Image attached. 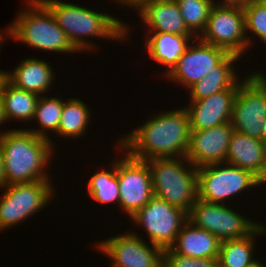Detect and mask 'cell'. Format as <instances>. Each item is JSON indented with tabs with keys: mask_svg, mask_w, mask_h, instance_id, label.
<instances>
[{
	"mask_svg": "<svg viewBox=\"0 0 266 267\" xmlns=\"http://www.w3.org/2000/svg\"><path fill=\"white\" fill-rule=\"evenodd\" d=\"M239 59L240 56L228 53L207 75L188 89L189 100H201L228 88H238L241 82L238 81L239 74L234 71L233 64Z\"/></svg>",
	"mask_w": 266,
	"mask_h": 267,
	"instance_id": "obj_21",
	"label": "cell"
},
{
	"mask_svg": "<svg viewBox=\"0 0 266 267\" xmlns=\"http://www.w3.org/2000/svg\"><path fill=\"white\" fill-rule=\"evenodd\" d=\"M145 40L147 53L152 60L168 67L169 72L184 54L190 41L195 35H176L172 33L150 32ZM193 38V39H192Z\"/></svg>",
	"mask_w": 266,
	"mask_h": 267,
	"instance_id": "obj_22",
	"label": "cell"
},
{
	"mask_svg": "<svg viewBox=\"0 0 266 267\" xmlns=\"http://www.w3.org/2000/svg\"><path fill=\"white\" fill-rule=\"evenodd\" d=\"M131 219L145 229L151 244L165 250L175 242L188 213L154 195Z\"/></svg>",
	"mask_w": 266,
	"mask_h": 267,
	"instance_id": "obj_8",
	"label": "cell"
},
{
	"mask_svg": "<svg viewBox=\"0 0 266 267\" xmlns=\"http://www.w3.org/2000/svg\"><path fill=\"white\" fill-rule=\"evenodd\" d=\"M51 183L52 180H40L5 185L0 200V232L43 210L55 197Z\"/></svg>",
	"mask_w": 266,
	"mask_h": 267,
	"instance_id": "obj_6",
	"label": "cell"
},
{
	"mask_svg": "<svg viewBox=\"0 0 266 267\" xmlns=\"http://www.w3.org/2000/svg\"><path fill=\"white\" fill-rule=\"evenodd\" d=\"M211 1L213 2V5H217V6H238V7H245L252 0H222L221 2H220V0H218L219 2L216 1V0H211Z\"/></svg>",
	"mask_w": 266,
	"mask_h": 267,
	"instance_id": "obj_32",
	"label": "cell"
},
{
	"mask_svg": "<svg viewBox=\"0 0 266 267\" xmlns=\"http://www.w3.org/2000/svg\"><path fill=\"white\" fill-rule=\"evenodd\" d=\"M140 237L125 232L96 242V248L111 259L110 267H162L163 250Z\"/></svg>",
	"mask_w": 266,
	"mask_h": 267,
	"instance_id": "obj_13",
	"label": "cell"
},
{
	"mask_svg": "<svg viewBox=\"0 0 266 267\" xmlns=\"http://www.w3.org/2000/svg\"><path fill=\"white\" fill-rule=\"evenodd\" d=\"M110 169H100L92 176L87 183L90 198L100 204L117 202L119 204V184L117 177V159H113ZM108 170V171H107ZM110 170V171H109Z\"/></svg>",
	"mask_w": 266,
	"mask_h": 267,
	"instance_id": "obj_26",
	"label": "cell"
},
{
	"mask_svg": "<svg viewBox=\"0 0 266 267\" xmlns=\"http://www.w3.org/2000/svg\"><path fill=\"white\" fill-rule=\"evenodd\" d=\"M266 118V84L253 72L241 79L233 103L231 123L235 131L260 140Z\"/></svg>",
	"mask_w": 266,
	"mask_h": 267,
	"instance_id": "obj_10",
	"label": "cell"
},
{
	"mask_svg": "<svg viewBox=\"0 0 266 267\" xmlns=\"http://www.w3.org/2000/svg\"><path fill=\"white\" fill-rule=\"evenodd\" d=\"M118 4H122L123 7H128L140 11L146 4L153 0H115Z\"/></svg>",
	"mask_w": 266,
	"mask_h": 267,
	"instance_id": "obj_31",
	"label": "cell"
},
{
	"mask_svg": "<svg viewBox=\"0 0 266 267\" xmlns=\"http://www.w3.org/2000/svg\"><path fill=\"white\" fill-rule=\"evenodd\" d=\"M162 267H219L218 259L194 258L176 254L170 248L163 250Z\"/></svg>",
	"mask_w": 266,
	"mask_h": 267,
	"instance_id": "obj_30",
	"label": "cell"
},
{
	"mask_svg": "<svg viewBox=\"0 0 266 267\" xmlns=\"http://www.w3.org/2000/svg\"><path fill=\"white\" fill-rule=\"evenodd\" d=\"M245 16V33L248 46H252L249 31L266 44V0H252L243 7Z\"/></svg>",
	"mask_w": 266,
	"mask_h": 267,
	"instance_id": "obj_29",
	"label": "cell"
},
{
	"mask_svg": "<svg viewBox=\"0 0 266 267\" xmlns=\"http://www.w3.org/2000/svg\"><path fill=\"white\" fill-rule=\"evenodd\" d=\"M146 162L154 195L189 213L198 199V168L186 157L152 158Z\"/></svg>",
	"mask_w": 266,
	"mask_h": 267,
	"instance_id": "obj_5",
	"label": "cell"
},
{
	"mask_svg": "<svg viewBox=\"0 0 266 267\" xmlns=\"http://www.w3.org/2000/svg\"><path fill=\"white\" fill-rule=\"evenodd\" d=\"M260 140L266 145V118H265L264 124L262 126V133L260 136Z\"/></svg>",
	"mask_w": 266,
	"mask_h": 267,
	"instance_id": "obj_35",
	"label": "cell"
},
{
	"mask_svg": "<svg viewBox=\"0 0 266 267\" xmlns=\"http://www.w3.org/2000/svg\"><path fill=\"white\" fill-rule=\"evenodd\" d=\"M233 131L231 121L205 130H191L186 158L196 168L224 163Z\"/></svg>",
	"mask_w": 266,
	"mask_h": 267,
	"instance_id": "obj_15",
	"label": "cell"
},
{
	"mask_svg": "<svg viewBox=\"0 0 266 267\" xmlns=\"http://www.w3.org/2000/svg\"><path fill=\"white\" fill-rule=\"evenodd\" d=\"M238 88H228L201 100H190L184 107L191 130H205L231 121L233 103Z\"/></svg>",
	"mask_w": 266,
	"mask_h": 267,
	"instance_id": "obj_16",
	"label": "cell"
},
{
	"mask_svg": "<svg viewBox=\"0 0 266 267\" xmlns=\"http://www.w3.org/2000/svg\"><path fill=\"white\" fill-rule=\"evenodd\" d=\"M120 151L125 156L117 160L119 207L130 219L154 196L152 178L146 161L133 158L122 148Z\"/></svg>",
	"mask_w": 266,
	"mask_h": 267,
	"instance_id": "obj_12",
	"label": "cell"
},
{
	"mask_svg": "<svg viewBox=\"0 0 266 267\" xmlns=\"http://www.w3.org/2000/svg\"><path fill=\"white\" fill-rule=\"evenodd\" d=\"M64 100L62 97H48L42 95L39 97L36 110L34 114V119L39 123L40 128L38 129H27L33 132L36 136L44 137L46 139H50V142L53 147H55V143L49 138L47 131H52L51 133H56L58 130V126L60 123L61 113L63 109ZM46 131V132H45Z\"/></svg>",
	"mask_w": 266,
	"mask_h": 267,
	"instance_id": "obj_27",
	"label": "cell"
},
{
	"mask_svg": "<svg viewBox=\"0 0 266 267\" xmlns=\"http://www.w3.org/2000/svg\"><path fill=\"white\" fill-rule=\"evenodd\" d=\"M263 71H256L255 73L260 77V79L266 84V73L264 74V72L262 73Z\"/></svg>",
	"mask_w": 266,
	"mask_h": 267,
	"instance_id": "obj_37",
	"label": "cell"
},
{
	"mask_svg": "<svg viewBox=\"0 0 266 267\" xmlns=\"http://www.w3.org/2000/svg\"><path fill=\"white\" fill-rule=\"evenodd\" d=\"M191 135L189 116L184 107L162 111L118 139L130 156L139 160L186 157Z\"/></svg>",
	"mask_w": 266,
	"mask_h": 267,
	"instance_id": "obj_1",
	"label": "cell"
},
{
	"mask_svg": "<svg viewBox=\"0 0 266 267\" xmlns=\"http://www.w3.org/2000/svg\"><path fill=\"white\" fill-rule=\"evenodd\" d=\"M197 174L198 199L209 203L226 205L227 199L263 184L250 171L226 162L199 167Z\"/></svg>",
	"mask_w": 266,
	"mask_h": 267,
	"instance_id": "obj_7",
	"label": "cell"
},
{
	"mask_svg": "<svg viewBox=\"0 0 266 267\" xmlns=\"http://www.w3.org/2000/svg\"><path fill=\"white\" fill-rule=\"evenodd\" d=\"M138 14L142 22L148 26V32L194 35L185 25L175 0H153L146 4Z\"/></svg>",
	"mask_w": 266,
	"mask_h": 267,
	"instance_id": "obj_18",
	"label": "cell"
},
{
	"mask_svg": "<svg viewBox=\"0 0 266 267\" xmlns=\"http://www.w3.org/2000/svg\"><path fill=\"white\" fill-rule=\"evenodd\" d=\"M199 38L242 58L249 48L243 7L214 5Z\"/></svg>",
	"mask_w": 266,
	"mask_h": 267,
	"instance_id": "obj_11",
	"label": "cell"
},
{
	"mask_svg": "<svg viewBox=\"0 0 266 267\" xmlns=\"http://www.w3.org/2000/svg\"><path fill=\"white\" fill-rule=\"evenodd\" d=\"M187 28L199 37L205 30L212 9L211 0H175Z\"/></svg>",
	"mask_w": 266,
	"mask_h": 267,
	"instance_id": "obj_28",
	"label": "cell"
},
{
	"mask_svg": "<svg viewBox=\"0 0 266 267\" xmlns=\"http://www.w3.org/2000/svg\"><path fill=\"white\" fill-rule=\"evenodd\" d=\"M14 21L5 28L6 36L37 50L58 53H78L51 12L39 0H25Z\"/></svg>",
	"mask_w": 266,
	"mask_h": 267,
	"instance_id": "obj_4",
	"label": "cell"
},
{
	"mask_svg": "<svg viewBox=\"0 0 266 267\" xmlns=\"http://www.w3.org/2000/svg\"><path fill=\"white\" fill-rule=\"evenodd\" d=\"M54 76L56 74L49 62L35 57L22 60L12 72H7V80L11 84L39 96L49 92Z\"/></svg>",
	"mask_w": 266,
	"mask_h": 267,
	"instance_id": "obj_20",
	"label": "cell"
},
{
	"mask_svg": "<svg viewBox=\"0 0 266 267\" xmlns=\"http://www.w3.org/2000/svg\"><path fill=\"white\" fill-rule=\"evenodd\" d=\"M194 41L196 43L191 41L174 67L164 74L170 81L185 85L186 90L207 75L228 54L225 49L206 43L199 37H195Z\"/></svg>",
	"mask_w": 266,
	"mask_h": 267,
	"instance_id": "obj_14",
	"label": "cell"
},
{
	"mask_svg": "<svg viewBox=\"0 0 266 267\" xmlns=\"http://www.w3.org/2000/svg\"><path fill=\"white\" fill-rule=\"evenodd\" d=\"M4 186H5V175L3 168L2 151L0 147V188L2 189Z\"/></svg>",
	"mask_w": 266,
	"mask_h": 267,
	"instance_id": "obj_33",
	"label": "cell"
},
{
	"mask_svg": "<svg viewBox=\"0 0 266 267\" xmlns=\"http://www.w3.org/2000/svg\"><path fill=\"white\" fill-rule=\"evenodd\" d=\"M3 123H6V119L4 116V109H3V101L2 98L0 97V125H2ZM6 131H1L0 132V136Z\"/></svg>",
	"mask_w": 266,
	"mask_h": 267,
	"instance_id": "obj_34",
	"label": "cell"
},
{
	"mask_svg": "<svg viewBox=\"0 0 266 267\" xmlns=\"http://www.w3.org/2000/svg\"><path fill=\"white\" fill-rule=\"evenodd\" d=\"M0 147L5 185L51 180L46 170L56 149L50 139L36 136L27 128L8 129L0 136Z\"/></svg>",
	"mask_w": 266,
	"mask_h": 267,
	"instance_id": "obj_2",
	"label": "cell"
},
{
	"mask_svg": "<svg viewBox=\"0 0 266 267\" xmlns=\"http://www.w3.org/2000/svg\"><path fill=\"white\" fill-rule=\"evenodd\" d=\"M231 209L228 204L209 203L197 199L188 213V220L220 241L248 236L260 222L249 220Z\"/></svg>",
	"mask_w": 266,
	"mask_h": 267,
	"instance_id": "obj_9",
	"label": "cell"
},
{
	"mask_svg": "<svg viewBox=\"0 0 266 267\" xmlns=\"http://www.w3.org/2000/svg\"><path fill=\"white\" fill-rule=\"evenodd\" d=\"M91 119V111L87 104L79 98L64 101L58 130L55 133L62 138H80L86 134Z\"/></svg>",
	"mask_w": 266,
	"mask_h": 267,
	"instance_id": "obj_25",
	"label": "cell"
},
{
	"mask_svg": "<svg viewBox=\"0 0 266 267\" xmlns=\"http://www.w3.org/2000/svg\"><path fill=\"white\" fill-rule=\"evenodd\" d=\"M220 243L215 235L187 220L170 249L183 256L218 259Z\"/></svg>",
	"mask_w": 266,
	"mask_h": 267,
	"instance_id": "obj_19",
	"label": "cell"
},
{
	"mask_svg": "<svg viewBox=\"0 0 266 267\" xmlns=\"http://www.w3.org/2000/svg\"><path fill=\"white\" fill-rule=\"evenodd\" d=\"M266 224L260 223L248 236L240 239L221 241L218 265L219 267H245L254 260L253 252L258 235L266 234Z\"/></svg>",
	"mask_w": 266,
	"mask_h": 267,
	"instance_id": "obj_23",
	"label": "cell"
},
{
	"mask_svg": "<svg viewBox=\"0 0 266 267\" xmlns=\"http://www.w3.org/2000/svg\"><path fill=\"white\" fill-rule=\"evenodd\" d=\"M5 35H6V32H5L4 36H3L2 33H0V47L3 46L2 44H4V43H3V37H6ZM0 49H1V48H0Z\"/></svg>",
	"mask_w": 266,
	"mask_h": 267,
	"instance_id": "obj_38",
	"label": "cell"
},
{
	"mask_svg": "<svg viewBox=\"0 0 266 267\" xmlns=\"http://www.w3.org/2000/svg\"><path fill=\"white\" fill-rule=\"evenodd\" d=\"M39 97L35 93L14 86L7 80L1 94L6 121L17 119L31 122Z\"/></svg>",
	"mask_w": 266,
	"mask_h": 267,
	"instance_id": "obj_24",
	"label": "cell"
},
{
	"mask_svg": "<svg viewBox=\"0 0 266 267\" xmlns=\"http://www.w3.org/2000/svg\"><path fill=\"white\" fill-rule=\"evenodd\" d=\"M39 1L51 12L55 21L79 52H89L95 47L93 43L91 44L92 40L89 41L85 37L126 41L131 31L128 24L115 18L114 15L60 0Z\"/></svg>",
	"mask_w": 266,
	"mask_h": 267,
	"instance_id": "obj_3",
	"label": "cell"
},
{
	"mask_svg": "<svg viewBox=\"0 0 266 267\" xmlns=\"http://www.w3.org/2000/svg\"><path fill=\"white\" fill-rule=\"evenodd\" d=\"M225 162L250 171L266 184V145L261 140L234 130Z\"/></svg>",
	"mask_w": 266,
	"mask_h": 267,
	"instance_id": "obj_17",
	"label": "cell"
},
{
	"mask_svg": "<svg viewBox=\"0 0 266 267\" xmlns=\"http://www.w3.org/2000/svg\"><path fill=\"white\" fill-rule=\"evenodd\" d=\"M245 267H266L264 263H261V261L258 259L254 260L252 263L246 265Z\"/></svg>",
	"mask_w": 266,
	"mask_h": 267,
	"instance_id": "obj_36",
	"label": "cell"
}]
</instances>
